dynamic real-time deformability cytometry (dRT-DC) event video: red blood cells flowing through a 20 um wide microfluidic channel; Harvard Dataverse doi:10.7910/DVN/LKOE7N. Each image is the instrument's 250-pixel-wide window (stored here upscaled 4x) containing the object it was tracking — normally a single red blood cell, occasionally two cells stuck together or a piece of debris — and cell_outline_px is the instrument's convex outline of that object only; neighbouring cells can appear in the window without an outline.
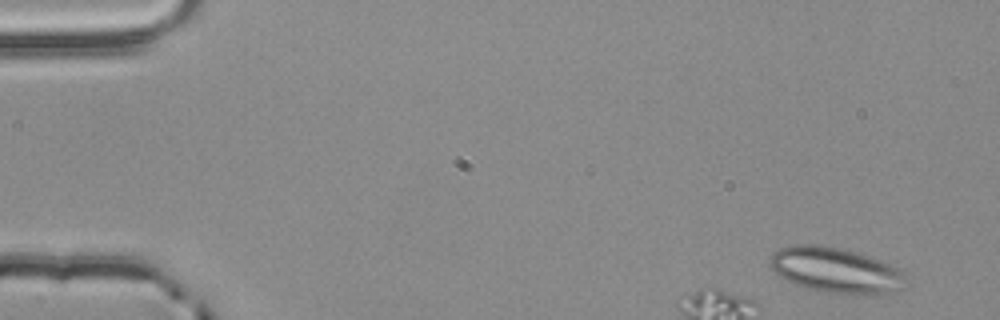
{"species": "common noctule bat (a hibernating species)", "species_latin": "Nyctalus noctula", "temperature_condition": "room temperature", "stored_images_in_passage": 4, "camera_frame_rate_fps": 3000, "um_per_image_px": 0.085, "animal": {"sex": "male", "body_mass_g": 20.4}, "frame": {"image": 1, "passage_image": 1, "time_ms": 0.0, "image_size_px": [1000, 320], "cell_outline_px": [[912, 284], [908, 288], [900, 292], [888, 296], [868, 296], [828, 292], [804, 288], [780, 276], [768, 264], [768, 260], [772, 252], [780, 248], [796, 244], [816, 244], [840, 248], [856, 252], [880, 260], [900, 268], [908, 272]], "centroid_in_image_um": [71.23, 23.02], "position_along_channel_um": 13.8, "area_um2": 37.57}}